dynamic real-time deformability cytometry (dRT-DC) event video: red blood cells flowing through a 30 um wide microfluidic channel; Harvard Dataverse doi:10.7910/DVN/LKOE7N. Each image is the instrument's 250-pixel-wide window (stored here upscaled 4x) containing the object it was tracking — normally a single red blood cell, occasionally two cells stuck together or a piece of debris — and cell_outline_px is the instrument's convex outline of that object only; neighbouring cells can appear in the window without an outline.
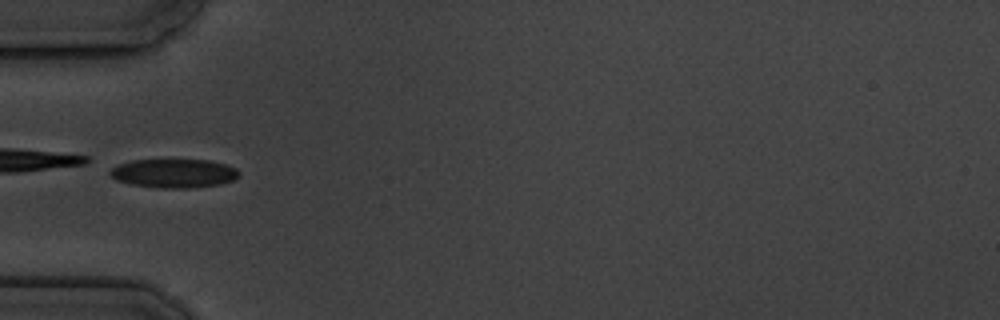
{"species": "common noctule bat (a hibernating species)", "species_latin": "Nyctalus noctula", "temperature_condition": "cold", "stored_images_in_passage": 13, "camera_frame_rate_fps": 3000, "um_per_image_px": 0.085, "animal": {"sex": "male", "body_mass_g": 19.5, "forearm_length_mm": 54.6}, "frame": {"image": 1, "passage_image": 3, "time_ms": 2.333, "image_size_px": [1000, 320], "cell_outline_px": [[240, 176], [232, 180], [220, 184], [192, 188], [156, 188], [132, 184], [116, 180], [108, 172], [112, 168], [120, 164], [132, 160], [208, 160], [228, 164], [236, 168], [240, 172]], "centroid_in_image_um": [14.82, 14.73], "position_along_channel_um": 70.2, "area_um2": 21.73}, "authors_computed_cell_mechanics": {"area_um2": 22.1952, "velocity_mm_per_s": 3.4839, "shape_relaxation_time_tau1_ms": 2.8714, "shape_relaxation_time_tau2_ms": 1.9364, "deformation_change_tau1": 0.0947, "deformation_change_tau2": 0.0529}}